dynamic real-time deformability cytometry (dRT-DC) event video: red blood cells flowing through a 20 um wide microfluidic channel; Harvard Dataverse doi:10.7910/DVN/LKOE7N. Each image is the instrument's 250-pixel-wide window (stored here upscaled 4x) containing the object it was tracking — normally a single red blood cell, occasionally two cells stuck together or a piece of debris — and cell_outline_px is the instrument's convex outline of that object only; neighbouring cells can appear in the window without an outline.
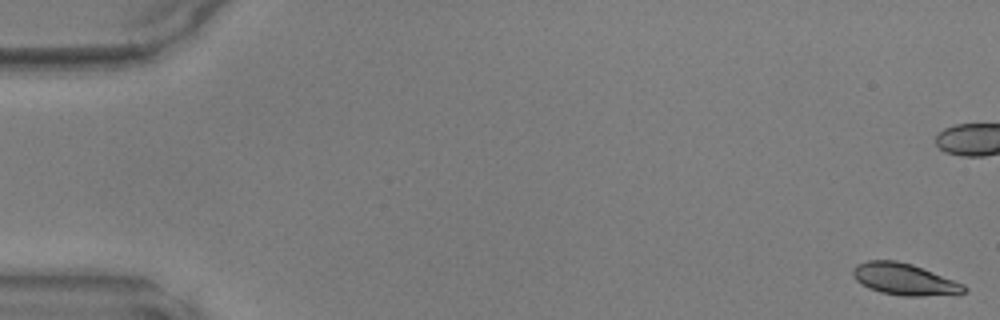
{"species": "common noctule bat (a hibernating species)", "species_latin": "Nyctalus noctula", "temperature_condition": "warm", "stored_images_in_passage": 49, "camera_frame_rate_fps": 3000, "um_per_image_px": 0.085, "animal": {"sex": "male", "body_mass_g": 17.9, "forearm_length_mm": 54.2}, "frame": {"image": 1, "passage_image": 1, "time_ms": 0.0, "image_size_px": [1000, 320], "cell_outline_px": [[968, 288], [964, 292], [956, 296], [900, 296], [880, 292], [868, 288], [860, 284], [852, 276], [852, 268], [856, 264], [868, 260], [896, 260], [912, 264], [964, 284]], "centroid_in_image_um": [76.88, 23.76], "position_along_channel_um": 8.1, "area_um2": 20.98}}
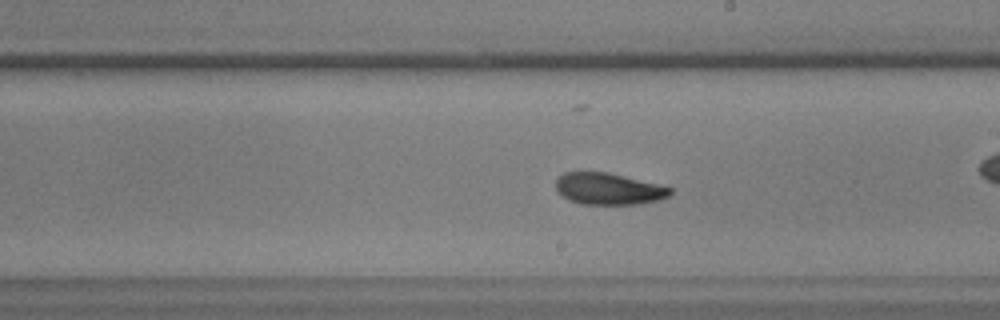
{"frame": {"image": 2, "passage_image": 28, "time_ms": 9.0, "image_size_px": [1000, 320], "cell_outline_px": [[672, 192], [668, 196], [660, 200], [636, 204], [580, 204], [568, 200], [556, 192], [556, 180], [564, 172], [608, 172], [660, 184], [672, 188]], "centroid_in_image_um": [51.72, 16.05], "position_along_channel_um": 237.3, "area_um2": 21.27}}
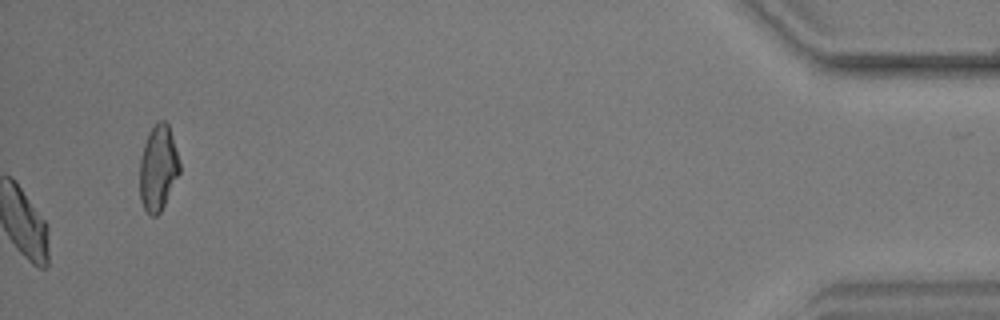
{"frame": {"image": 3, "passage_image": 49, "time_ms": 16.0, "image_size_px": [1000, 320], "cell_outline_px": [[180, 172], [160, 212], [156, 216], [152, 216], [144, 208], [140, 200], [140, 160], [144, 144], [148, 132], [156, 120], [164, 120], [168, 124], [180, 160]], "centroid_in_image_um": [13.44, 14.24], "position_along_channel_um": 421.8, "area_um2": 19.88}}